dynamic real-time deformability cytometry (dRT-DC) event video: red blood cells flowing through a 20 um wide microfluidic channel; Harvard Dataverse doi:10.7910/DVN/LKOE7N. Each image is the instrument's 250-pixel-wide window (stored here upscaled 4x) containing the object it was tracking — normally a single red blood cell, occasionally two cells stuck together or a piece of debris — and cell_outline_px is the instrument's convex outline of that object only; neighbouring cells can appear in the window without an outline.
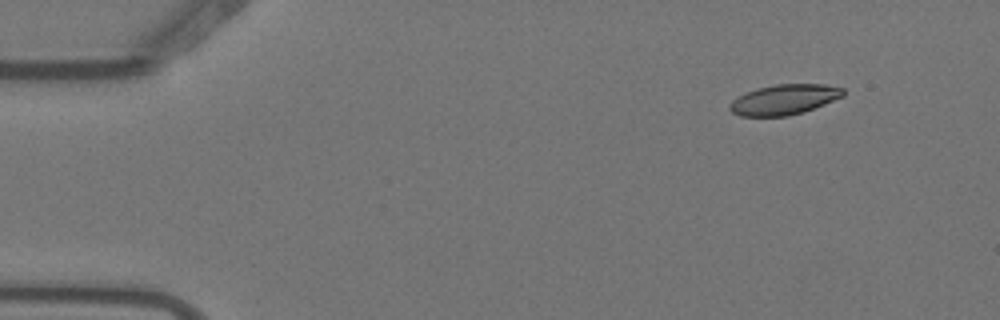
{"species": "Egyptian fruit bat (a non-hibernating species)", "species_latin": "Rousettus aegyptiacus", "temperature_condition": "warm", "stored_images_in_passage": 6, "camera_frame_rate_fps": 3000, "um_per_image_px": 0.085, "animal": {"sex": "female"}, "frame": {"image": 1, "passage_image": 1, "time_ms": 0.0, "image_size_px": [1000, 320], "cell_outline_px": [[844, 96], [804, 112], [788, 116], [740, 116], [732, 112], [728, 108], [728, 104], [736, 96], [744, 92], [756, 88], [776, 84], [824, 84], [844, 88]], "centroid_in_image_um": [66.61, 8.46], "position_along_channel_um": 18.4, "area_um2": 20.23}}
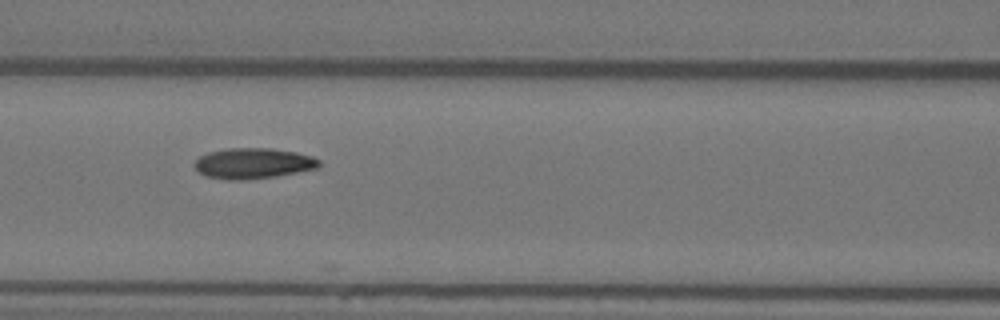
{"frame": {"image": 2, "passage_image": 6, "time_ms": 1.667, "image_size_px": [1000, 320], "cell_outline_px": [[320, 164], [316, 168], [276, 176], [240, 180], [208, 176], [200, 172], [196, 168], [196, 160], [200, 156], [208, 152], [228, 148], [272, 148], [296, 152], [312, 156], [320, 160]], "centroid_in_image_um": [21.55, 13.86], "position_along_channel_um": 145.0, "area_um2": 21.79}}